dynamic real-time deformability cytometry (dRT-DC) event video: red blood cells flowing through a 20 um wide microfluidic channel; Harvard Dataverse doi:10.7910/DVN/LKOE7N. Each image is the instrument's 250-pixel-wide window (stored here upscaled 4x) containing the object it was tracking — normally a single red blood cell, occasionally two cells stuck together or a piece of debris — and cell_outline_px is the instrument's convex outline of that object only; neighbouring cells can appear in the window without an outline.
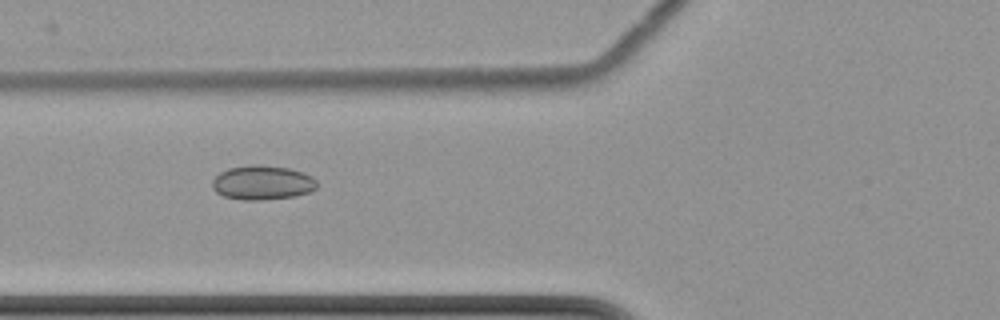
{"species": "common noctule bat (a hibernating species)", "species_latin": "Nyctalus noctula", "temperature_condition": "cold", "stored_images_in_passage": 6, "camera_frame_rate_fps": 3000, "um_per_image_px": 0.085, "animal": {"sex": "female", "body_mass_g": 22.7, "forearm_length_mm": 54.2}, "frame": {"image": 1, "passage_image": 5, "time_ms": 7.667, "image_size_px": [1000, 320], "cell_outline_px": [[316, 188], [308, 192], [296, 196], [264, 200], [240, 200], [224, 196], [216, 192], [212, 188], [212, 180], [220, 172], [228, 168], [252, 164], [260, 164], [288, 168], [304, 172], [312, 176], [316, 180]], "centroid_in_image_um": [22.29, 15.52], "position_along_channel_um": 103.5, "area_um2": 21.15}}
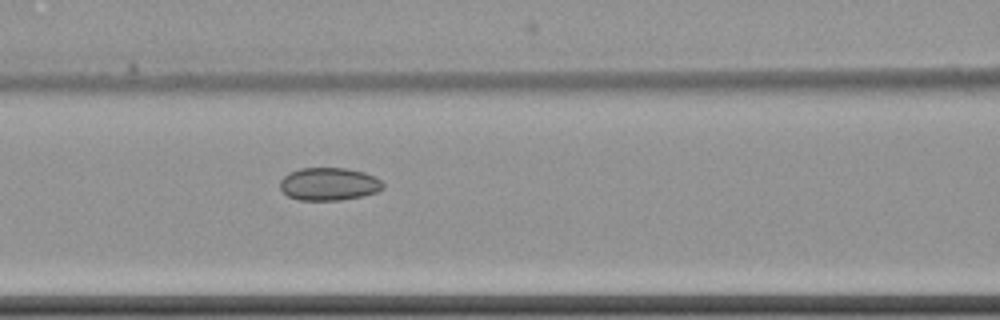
{"frame": {"image": 2, "passage_image": 6, "time_ms": 8.667, "image_size_px": [1000, 320], "cell_outline_px": [[384, 188], [376, 192], [360, 196], [340, 200], [300, 200], [288, 196], [280, 188], [280, 180], [288, 172], [300, 168], [348, 168], [364, 172], [376, 176], [384, 184]], "centroid_in_image_um": [27.96, 15.63], "position_along_channel_um": 138.6, "area_um2": 19.77}}